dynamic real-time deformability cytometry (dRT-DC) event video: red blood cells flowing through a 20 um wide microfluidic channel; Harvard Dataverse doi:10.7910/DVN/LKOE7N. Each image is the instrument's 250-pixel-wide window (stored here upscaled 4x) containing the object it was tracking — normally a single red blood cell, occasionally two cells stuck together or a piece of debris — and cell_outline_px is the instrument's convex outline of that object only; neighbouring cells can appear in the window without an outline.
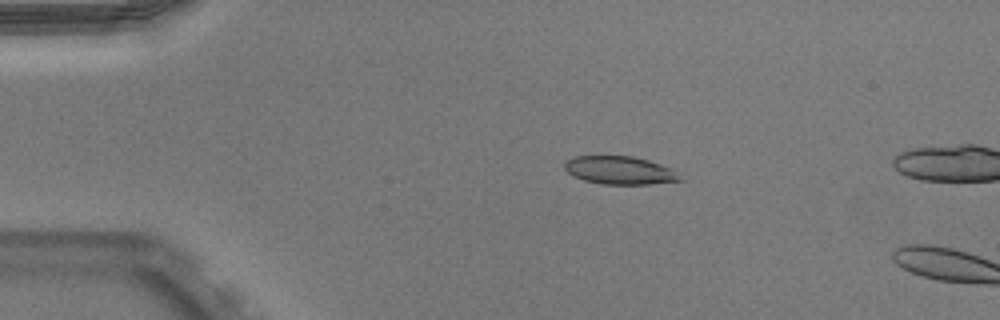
{"species": "Egyptian fruit bat (a non-hibernating species)", "species_latin": "Rousettus aegyptiacus", "temperature_condition": "warm", "stored_images_in_passage": 14, "camera_frame_rate_fps": 3000, "um_per_image_px": 0.085, "animal": {"sex": "male"}, "frame": {"image": 1, "passage_image": 10, "time_ms": 3.0, "image_size_px": [1000, 320], "cell_outline_px": [[684, 180], [648, 184], [600, 184], [584, 180], [572, 176], [564, 168], [564, 164], [568, 160], [576, 156], [632, 156], [648, 160], [660, 164], [668, 168]], "centroid_in_image_um": [52.63, 14.48], "position_along_channel_um": 32.4, "area_um2": 18.61}}